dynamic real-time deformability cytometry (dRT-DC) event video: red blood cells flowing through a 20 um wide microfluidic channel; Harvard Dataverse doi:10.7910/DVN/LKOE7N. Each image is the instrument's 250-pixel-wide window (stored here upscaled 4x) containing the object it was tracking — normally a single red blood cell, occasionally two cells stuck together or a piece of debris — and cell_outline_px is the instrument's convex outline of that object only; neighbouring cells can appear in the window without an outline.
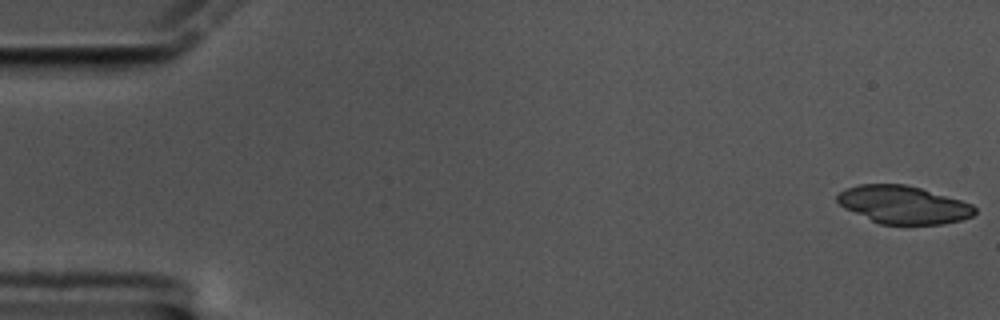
{"species": "common noctule bat (a hibernating species)", "species_latin": "Nyctalus noctula", "temperature_condition": "cold", "stored_images_in_passage": 11, "camera_frame_rate_fps": 3000, "um_per_image_px": 0.085, "animal": {"sex": "male", "body_mass_g": 17.5, "forearm_length_mm": 52.3}, "frame": {"image": 1, "passage_image": 1, "time_ms": 0.0, "image_size_px": [1000, 320], "cell_outline_px": [[976, 212], [972, 216], [960, 220], [944, 224], [880, 224], [844, 208], [836, 200], [836, 196], [840, 192], [848, 188], [860, 184], [904, 184], [920, 188], [960, 200], [972, 204], [976, 208]], "centroid_in_image_um": [76.78, 17.4], "position_along_channel_um": 8.2, "area_um2": 30.06}}